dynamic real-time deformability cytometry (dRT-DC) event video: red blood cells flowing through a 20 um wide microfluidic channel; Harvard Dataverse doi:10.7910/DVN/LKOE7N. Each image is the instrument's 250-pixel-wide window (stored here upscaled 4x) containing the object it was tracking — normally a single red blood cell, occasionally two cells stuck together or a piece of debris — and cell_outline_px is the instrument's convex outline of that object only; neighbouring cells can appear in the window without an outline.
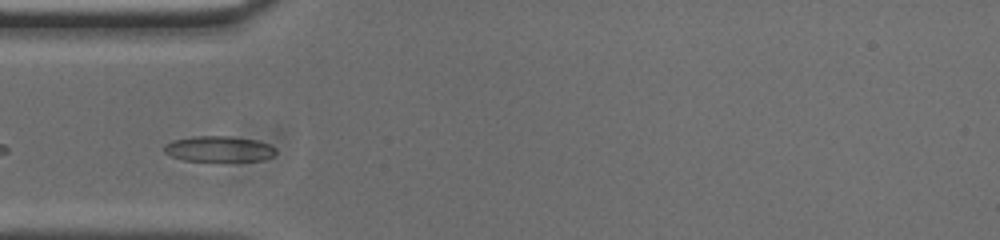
{"species": "common noctule bat (a hibernating species)", "species_latin": "Nyctalus noctula", "temperature_condition": "cold", "stored_images_in_passage": 42, "camera_frame_rate_fps": 3000, "um_per_image_px": 0.085, "animal": {"sex": "male", "body_mass_g": 20.0, "forearm_length_mm": 53.3}, "frame": {"image": 1, "passage_image": 4, "time_ms": 1.0, "image_size_px": [1000, 240], "cell_outline_px": [[276, 152], [272, 156], [260, 160], [184, 160], [172, 156], [164, 152], [164, 144], [172, 140], [192, 136], [232, 136], [256, 140], [268, 144], [276, 148]], "centroid_in_image_um": [18.58, 12.63], "position_along_channel_um": 66.4, "area_um2": 16.47}}
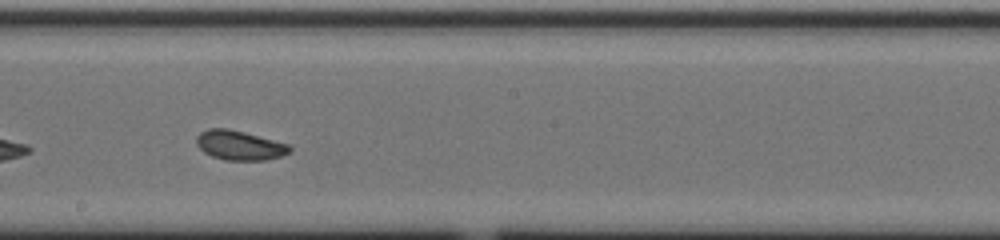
{"frame": {"image": 2, "passage_image": 17, "time_ms": 5.333, "image_size_px": [1000, 240], "cell_outline_px": [[292, 152], [280, 156], [264, 160], [224, 160], [212, 156], [204, 152], [196, 144], [196, 136], [200, 132], [208, 128], [228, 128], [244, 132], [288, 144], [292, 148]], "centroid_in_image_um": [20.34, 12.35], "position_along_channel_um": 227.9, "area_um2": 16.01}}
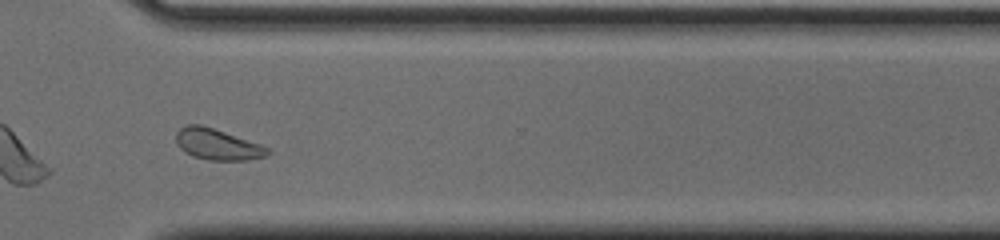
{"frame": {"image": 3, "passage_image": 27, "time_ms": 8.667, "image_size_px": [1000, 240], "cell_outline_px": [[272, 152], [268, 156], [248, 160], [208, 160], [192, 156], [184, 152], [176, 144], [176, 132], [180, 128], [188, 124], [200, 124], [260, 144], [268, 148]], "centroid_in_image_um": [18.47, 12.28], "position_along_channel_um": 352.1, "area_um2": 16.59}, "authors_computed_cell_mechanics": {"area_um2": 16.2996, "velocity_mm_per_s": 3.7244, "shape_relaxation_time_tau1_ms": 3.8377, "shape_relaxation_time_tau2_ms": 3.8678, "deformation_change_tau1": 0.1229, "deformation_change_tau2": 0.0633}}